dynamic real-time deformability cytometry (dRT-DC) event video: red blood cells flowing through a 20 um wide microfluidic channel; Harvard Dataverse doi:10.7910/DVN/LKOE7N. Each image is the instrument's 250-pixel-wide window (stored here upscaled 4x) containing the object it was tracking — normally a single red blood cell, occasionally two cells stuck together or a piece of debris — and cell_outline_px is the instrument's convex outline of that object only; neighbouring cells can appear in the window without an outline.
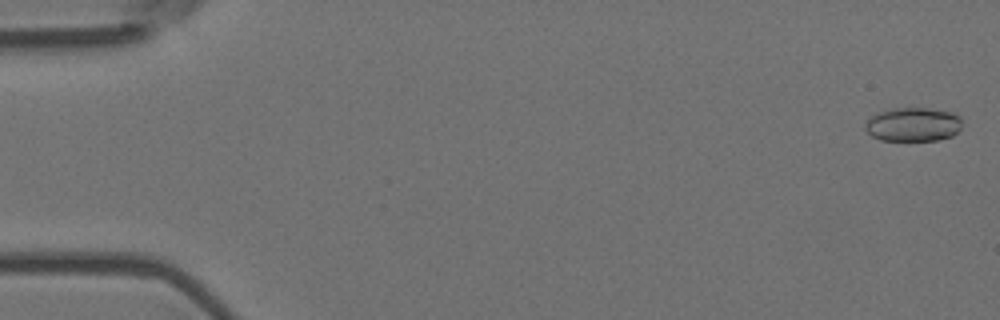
{"species": "Egyptian fruit bat (a non-hibernating species)", "species_latin": "Rousettus aegyptiacus", "temperature_condition": "room temperature", "stored_images_in_passage": 51, "camera_frame_rate_fps": 3000, "um_per_image_px": 0.085, "animal": {"sex": "female"}, "frame": {"image": 1, "passage_image": 2, "time_ms": 0.333, "image_size_px": [1000, 320], "cell_outline_px": [[960, 128], [952, 136], [936, 140], [880, 140], [872, 136], [864, 128], [864, 124], [876, 112], [892, 108], [928, 108], [952, 112], [960, 116]], "centroid_in_image_um": [77.58, 10.57], "position_along_channel_um": 7.4, "area_um2": 19.13}}
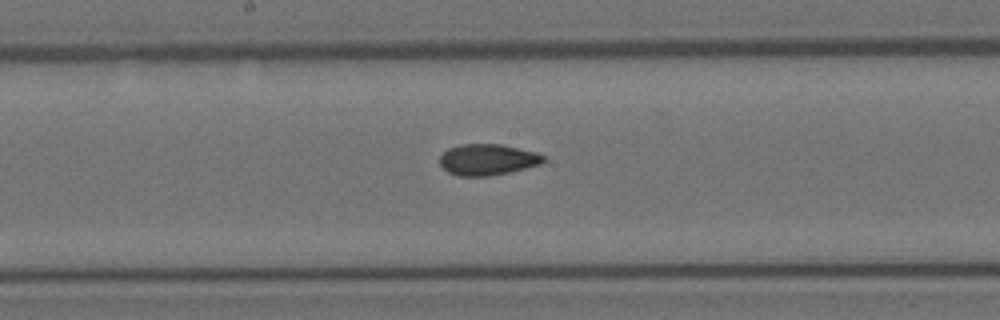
{"frame": {"image": 2, "passage_image": 30, "time_ms": 9.667, "image_size_px": [1000, 320], "cell_outline_px": [[544, 160], [540, 164], [508, 172], [488, 176], [456, 176], [448, 172], [440, 164], [440, 156], [448, 148], [464, 144], [500, 144], [536, 152], [544, 156]], "centroid_in_image_um": [41.41, 13.57], "position_along_channel_um": 206.8, "area_um2": 18.61}}
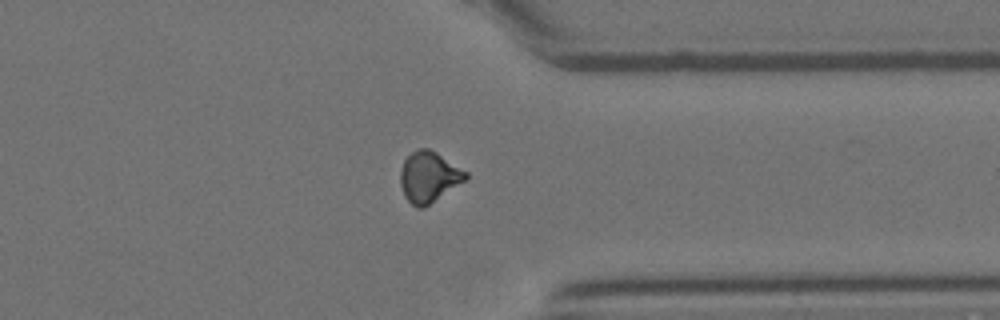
{"frame": {"image": 3, "passage_image": 44, "time_ms": 14.333, "image_size_px": [1000, 320], "cell_outline_px": [[468, 176], [464, 180], [424, 208], [416, 208], [404, 196], [400, 184], [400, 172], [404, 160], [416, 148], [428, 148], [436, 152], [468, 172]], "centroid_in_image_um": [36.42, 15.03], "position_along_channel_um": 375.0, "area_um2": 19.13}, "authors_computed_cell_mechanics": {"area_um2": 18.9584, "velocity_mm_per_s": 3.6932, "shape_relaxation_time_tau1_ms": 11.3711, "shape_relaxation_time_tau2_ms": 1.8235, "deformation_change_tau1": 0.1928, "deformation_change_tau2": 0.0652}}